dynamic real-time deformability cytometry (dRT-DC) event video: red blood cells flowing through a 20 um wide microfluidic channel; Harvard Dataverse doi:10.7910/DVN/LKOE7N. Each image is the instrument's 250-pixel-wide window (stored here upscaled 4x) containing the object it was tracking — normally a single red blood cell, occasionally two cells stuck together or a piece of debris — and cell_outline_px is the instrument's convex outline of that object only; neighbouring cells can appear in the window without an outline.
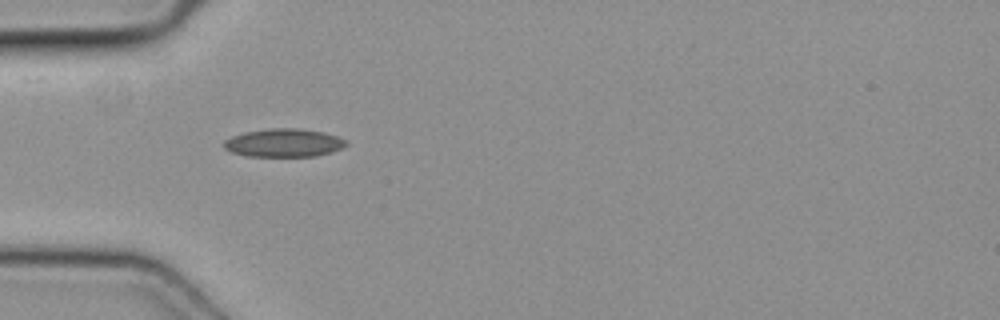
{"species": "common noctule bat (a hibernating species)", "species_latin": "Nyctalus noctula", "temperature_condition": "cold", "stored_images_in_passage": 33, "camera_frame_rate_fps": 3000, "um_per_image_px": 0.085, "animal": {"sex": "female", "body_mass_g": 19.3, "forearm_length_mm": 54.1}, "frame": {"image": 1, "passage_image": 1, "time_ms": 0.0, "image_size_px": [1000, 320], "cell_outline_px": [[348, 144], [332, 152], [316, 156], [248, 156], [232, 152], [224, 148], [224, 140], [232, 136], [244, 132], [268, 128], [300, 128], [324, 132], [348, 140]], "centroid_in_image_um": [24.14, 12.13], "position_along_channel_um": 60.9, "area_um2": 20.17}}